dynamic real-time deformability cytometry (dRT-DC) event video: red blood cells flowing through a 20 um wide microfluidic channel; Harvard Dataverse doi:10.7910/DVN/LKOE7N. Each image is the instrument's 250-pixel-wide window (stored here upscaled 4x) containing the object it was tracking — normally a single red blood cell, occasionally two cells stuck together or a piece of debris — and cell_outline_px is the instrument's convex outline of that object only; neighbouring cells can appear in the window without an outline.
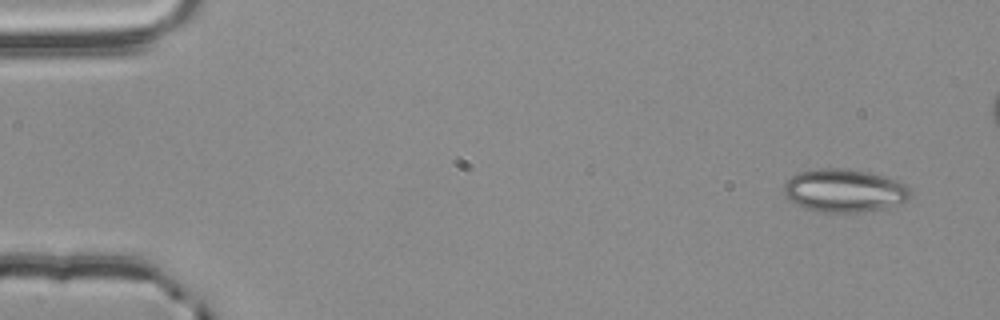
{"species": "common noctule bat (a hibernating species)", "species_latin": "Nyctalus noctula", "temperature_condition": "room temperature", "stored_images_in_passage": 5, "camera_frame_rate_fps": 3000, "um_per_image_px": 0.085, "animal": {"sex": "male", "body_mass_g": 20.4}, "frame": {"image": 1, "passage_image": 1, "time_ms": 0.0, "image_size_px": [1000, 320], "cell_outline_px": [[912, 196], [908, 200], [900, 204], [884, 208], [864, 212], [824, 212], [804, 208], [788, 200], [784, 196], [784, 184], [792, 176], [800, 172], [816, 168], [836, 168], [868, 172], [884, 176], [896, 180], [904, 184], [912, 192]], "centroid_in_image_um": [71.77, 16.21], "position_along_channel_um": 13.2, "area_um2": 31.85}}